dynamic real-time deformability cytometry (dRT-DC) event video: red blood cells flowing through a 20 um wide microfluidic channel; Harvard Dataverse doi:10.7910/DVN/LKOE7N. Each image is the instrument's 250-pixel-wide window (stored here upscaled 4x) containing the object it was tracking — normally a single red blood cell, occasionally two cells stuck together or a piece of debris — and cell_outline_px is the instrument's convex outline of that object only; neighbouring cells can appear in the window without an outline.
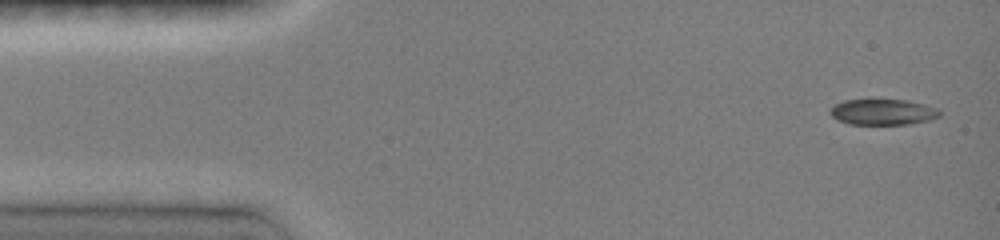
{"species": "common noctule bat (a hibernating species)", "species_latin": "Nyctalus noctula", "temperature_condition": "room temperature", "stored_images_in_passage": 5, "camera_frame_rate_fps": 3000, "um_per_image_px": 0.085, "animal": {"sex": "female", "body_mass_g": 19.0, "forearm_length_mm": 51.5}, "frame": {"image": 1, "passage_image": 1, "time_ms": 0.0, "image_size_px": [1000, 240], "cell_outline_px": [[940, 116], [928, 120], [908, 124], [852, 124], [840, 120], [832, 116], [828, 112], [836, 104], [844, 100], [908, 100], [940, 108]], "centroid_in_image_um": [75.09, 9.51], "position_along_channel_um": 9.9, "area_um2": 16.3}}
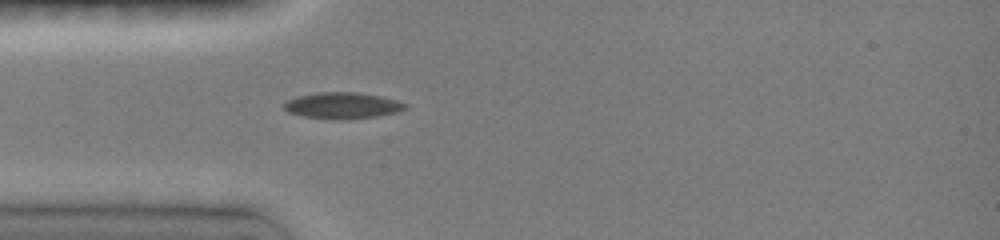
{"frame": {"image": 2, "passage_image": 5, "time_ms": 3.667, "image_size_px": [1000, 240], "cell_outline_px": [[404, 108], [396, 112], [376, 116], [344, 120], [304, 116], [288, 112], [284, 108], [284, 104], [288, 100], [296, 96], [316, 92], [356, 92], [380, 96], [404, 104]], "centroid_in_image_um": [29.03, 8.96], "position_along_channel_um": 56.0, "area_um2": 18.15}}